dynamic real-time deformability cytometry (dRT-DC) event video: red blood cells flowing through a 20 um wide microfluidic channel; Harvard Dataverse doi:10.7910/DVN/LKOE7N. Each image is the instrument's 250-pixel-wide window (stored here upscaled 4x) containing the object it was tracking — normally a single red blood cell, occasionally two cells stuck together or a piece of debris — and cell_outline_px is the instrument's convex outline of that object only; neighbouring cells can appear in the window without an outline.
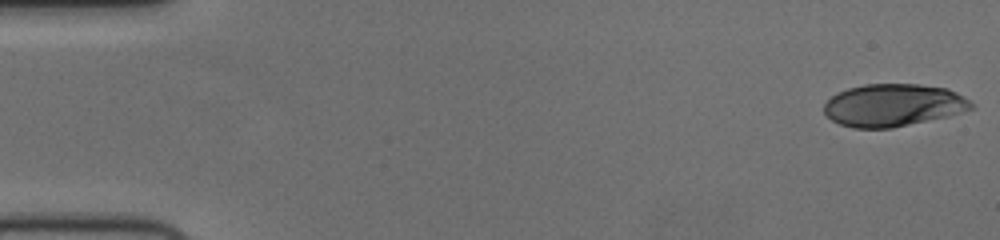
{"species": "human", "species_latin": "Homo sapiens", "temperature_condition": "cold", "stored_images_in_passage": 55, "camera_frame_rate_fps": 3000, "um_per_image_px": 0.085, "donor": {"sex": "female"}, "frame": {"image": 1, "passage_image": 1, "time_ms": 0.0, "image_size_px": [1000, 240], "cell_outline_px": [[976, 108], [944, 116], [892, 128], [852, 128], [840, 124], [832, 120], [824, 112], [824, 104], [836, 92], [848, 88], [864, 84], [920, 84], [948, 88], [964, 96], [976, 104]], "centroid_in_image_um": [75.93, 8.92], "position_along_channel_um": 9.1, "area_um2": 36.47}}
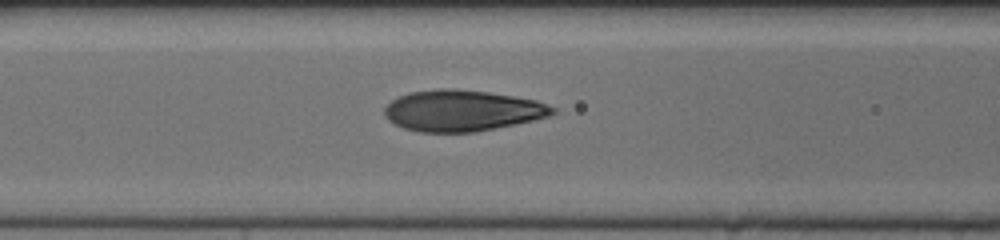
{"frame": {"image": 2, "passage_image": 23, "time_ms": 7.333, "image_size_px": [1000, 240], "cell_outline_px": [[556, 112], [548, 116], [532, 120], [476, 132], [420, 132], [404, 128], [388, 120], [384, 116], [384, 108], [392, 100], [400, 96], [412, 92], [436, 88], [456, 88], [488, 92], [536, 100], [556, 108]], "centroid_in_image_um": [39.26, 9.4], "position_along_channel_um": 127.3, "area_um2": 40.11}}
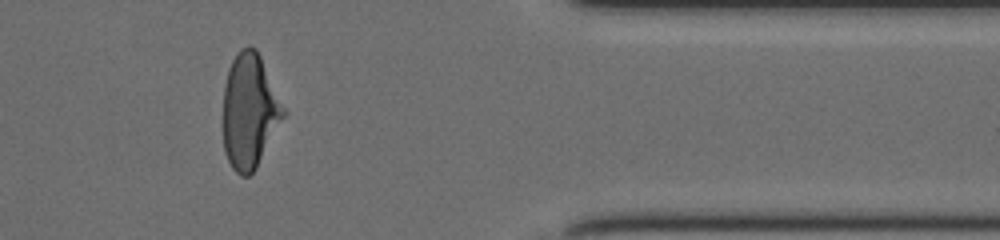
{"frame": {"image": 3, "passage_image": 46, "time_ms": 15.0, "image_size_px": [1000, 240], "cell_outline_px": [[288, 112], [256, 168], [248, 176], [240, 176], [232, 168], [224, 152], [224, 84], [228, 68], [236, 52], [240, 48], [248, 44], [256, 48]], "centroid_in_image_um": [21.23, 9.42], "position_along_channel_um": 390.2, "area_um2": 40.75}, "authors_computed_cell_mechanics": {"area_um2": 40.0554, "velocity_mm_per_s": 3.7244, "shape_relaxation_time_tau1_ms": 4.0736, "shape_relaxation_time_tau2_ms": 0.8279, "deformation_change_tau1": 0.2044, "deformation_change_tau2": 0.0602}}